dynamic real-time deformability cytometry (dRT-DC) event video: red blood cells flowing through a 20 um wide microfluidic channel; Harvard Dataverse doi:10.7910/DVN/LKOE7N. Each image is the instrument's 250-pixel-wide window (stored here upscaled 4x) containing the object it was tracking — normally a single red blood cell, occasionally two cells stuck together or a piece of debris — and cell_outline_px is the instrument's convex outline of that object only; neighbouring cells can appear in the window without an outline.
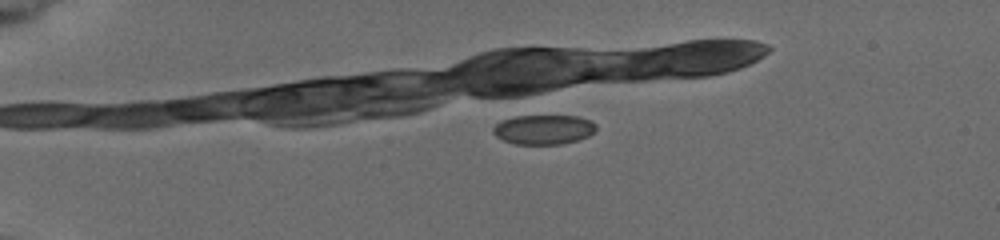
{"species": "common noctule bat (a hibernating species)", "species_latin": "Nyctalus noctula", "temperature_condition": "cold", "stored_images_in_passage": 1, "camera_frame_rate_fps": 3000, "um_per_image_px": 0.085, "animal": {"sex": "female", "body_mass_g": 19.5, "forearm_length_mm": 54.1}, "frame": {"image": 1, "passage_image": 1, "time_ms": 0.0, "image_size_px": [1000, 240], "cell_outline_px": [[596, 128], [588, 136], [576, 140], [560, 144], [516, 144], [504, 140], [496, 136], [492, 132], [492, 128], [500, 120], [524, 112], [576, 116], [588, 120], [596, 124]], "centroid_in_image_um": [46.13, 10.94], "position_along_channel_um": 38.9, "area_um2": 18.55}}